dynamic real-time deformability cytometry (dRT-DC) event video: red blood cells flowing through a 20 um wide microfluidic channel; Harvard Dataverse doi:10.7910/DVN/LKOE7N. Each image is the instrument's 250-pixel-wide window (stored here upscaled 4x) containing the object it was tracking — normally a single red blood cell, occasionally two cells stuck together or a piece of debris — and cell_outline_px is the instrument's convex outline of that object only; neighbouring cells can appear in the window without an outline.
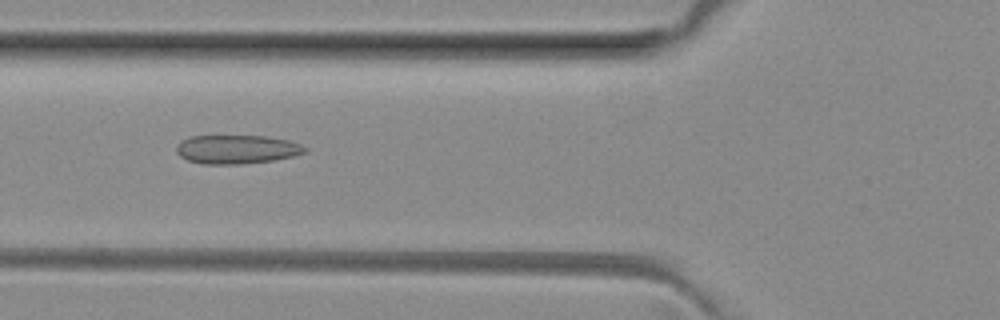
{"species": "common noctule bat (a hibernating species)", "species_latin": "Nyctalus noctula", "temperature_condition": "room temperature", "stored_images_in_passage": 31, "camera_frame_rate_fps": 3000, "um_per_image_px": 0.085, "animal": {"sex": "female", "body_mass_g": 29.2, "forearm_length_mm": 56.3}, "frame": {"image": 1, "passage_image": 11, "time_ms": 3.333, "image_size_px": [1000, 320], "cell_outline_px": [[308, 152], [292, 156], [272, 160], [240, 164], [200, 164], [188, 160], [180, 156], [176, 152], [176, 144], [180, 140], [188, 136], [264, 136], [288, 140], [300, 144], [308, 148]], "centroid_in_image_um": [20.09, 12.69], "position_along_channel_um": 105.7, "area_um2": 21.68}}
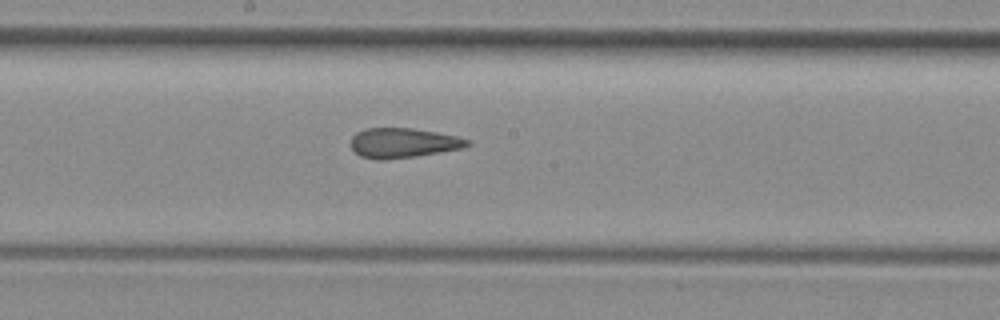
{"frame": {"image": 2, "passage_image": 19, "time_ms": 6.0, "image_size_px": [1000, 320], "cell_outline_px": [[472, 144], [460, 148], [416, 156], [384, 160], [376, 160], [360, 156], [348, 144], [352, 136], [356, 132], [364, 128], [412, 128], [436, 132], [456, 136], [472, 140]], "centroid_in_image_um": [34.22, 12.14], "position_along_channel_um": 214.0, "area_um2": 20.35}}
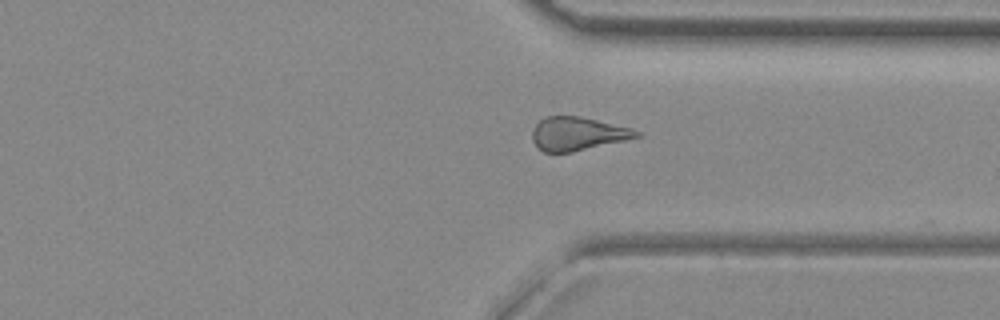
{"frame": {"image": 3, "passage_image": 30, "time_ms": 9.667, "image_size_px": [1000, 320], "cell_outline_px": [[640, 136], [624, 140], [572, 152], [544, 152], [532, 140], [532, 128], [540, 120], [548, 116], [580, 116], [632, 128], [640, 132]], "centroid_in_image_um": [49.08, 11.36], "position_along_channel_um": 362.3, "area_um2": 20.06}}